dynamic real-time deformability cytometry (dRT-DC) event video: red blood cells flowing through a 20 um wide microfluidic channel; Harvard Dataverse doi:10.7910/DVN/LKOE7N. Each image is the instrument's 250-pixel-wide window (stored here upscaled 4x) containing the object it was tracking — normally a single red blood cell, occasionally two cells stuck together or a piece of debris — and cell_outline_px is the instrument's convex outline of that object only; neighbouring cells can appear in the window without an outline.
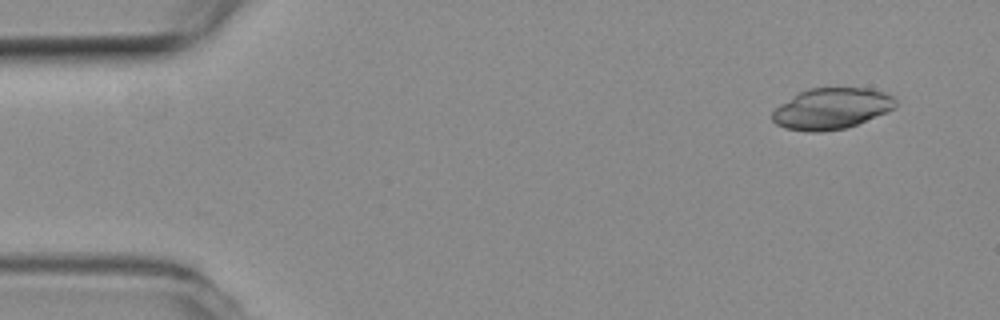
{"species": "common noctule bat (a hibernating species)", "species_latin": "Nyctalus noctula", "temperature_condition": "room temperature", "stored_images_in_passage": 6, "camera_frame_rate_fps": 3000, "um_per_image_px": 0.085, "animal": {"sex": "female", "body_mass_g": 19.3, "forearm_length_mm": 54.1}, "frame": {"image": 1, "passage_image": 6, "time_ms": 1.667, "image_size_px": [1000, 320], "cell_outline_px": [[896, 108], [856, 124], [844, 128], [820, 132], [808, 132], [784, 128], [776, 124], [772, 120], [772, 112], [780, 104], [800, 92], [808, 88], [868, 88], [884, 92], [892, 96], [896, 100]], "centroid_in_image_um": [70.67, 9.23], "position_along_channel_um": 14.3, "area_um2": 29.36}}